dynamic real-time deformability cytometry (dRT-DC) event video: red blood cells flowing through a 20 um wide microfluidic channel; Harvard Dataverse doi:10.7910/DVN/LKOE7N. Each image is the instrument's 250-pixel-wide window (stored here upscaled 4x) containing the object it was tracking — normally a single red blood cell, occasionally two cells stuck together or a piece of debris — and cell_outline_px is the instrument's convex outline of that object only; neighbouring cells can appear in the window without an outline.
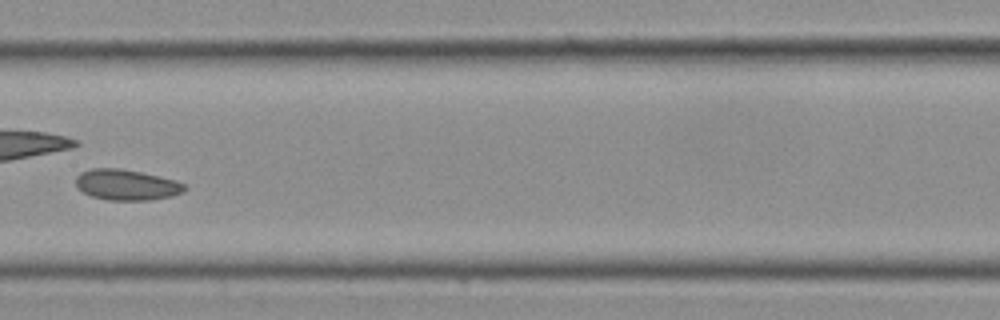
{"species": "Egyptian fruit bat (a non-hibernating species)", "species_latin": "Rousettus aegyptiacus", "temperature_condition": "cold", "stored_images_in_passage": 11, "camera_frame_rate_fps": 3000, "um_per_image_px": 0.085, "frame": {"image": 1, "passage_image": 10, "time_ms": 3.0, "image_size_px": [1000, 320], "cell_outline_px": [[188, 188], [184, 192], [172, 196], [148, 200], [108, 200], [92, 196], [76, 188], [76, 176], [80, 172], [92, 168], [120, 168], [160, 176], [176, 180], [184, 184]], "centroid_in_image_um": [10.76, 15.7], "position_along_channel_um": 196.6, "area_um2": 19.59}}